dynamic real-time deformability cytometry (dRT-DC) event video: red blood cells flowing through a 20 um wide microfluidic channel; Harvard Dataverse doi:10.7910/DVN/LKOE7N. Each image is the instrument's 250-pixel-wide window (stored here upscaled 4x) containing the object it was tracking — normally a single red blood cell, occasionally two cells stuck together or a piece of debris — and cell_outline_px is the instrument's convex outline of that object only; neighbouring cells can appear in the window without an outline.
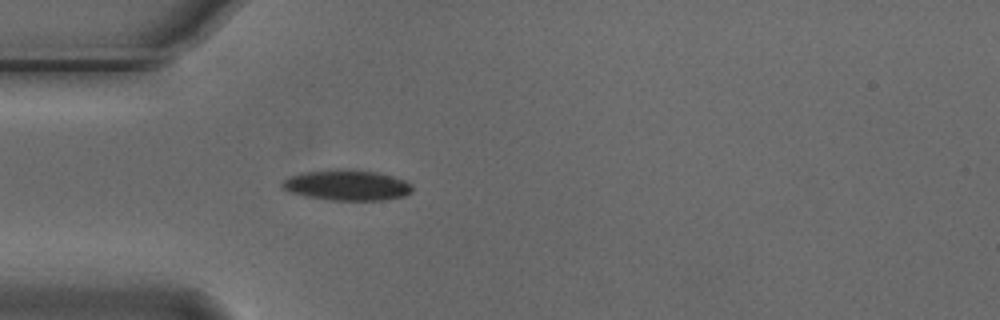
{"species": "Egyptian fruit bat (a non-hibernating species)", "species_latin": "Rousettus aegyptiacus", "temperature_condition": "cold", "stored_images_in_passage": 3, "camera_frame_rate_fps": 3000, "um_per_image_px": 0.085, "animal": {"sex": "male"}, "frame": {"image": 1, "passage_image": 3, "time_ms": 0.667, "image_size_px": [1000, 320], "cell_outline_px": [[412, 192], [404, 196], [384, 200], [332, 200], [304, 196], [288, 192], [280, 188], [280, 184], [288, 176], [304, 172], [336, 168], [340, 168], [376, 172], [392, 176], [404, 180], [412, 184]], "centroid_in_image_um": [29.44, 15.73], "position_along_channel_um": 55.6, "area_um2": 23.47}}